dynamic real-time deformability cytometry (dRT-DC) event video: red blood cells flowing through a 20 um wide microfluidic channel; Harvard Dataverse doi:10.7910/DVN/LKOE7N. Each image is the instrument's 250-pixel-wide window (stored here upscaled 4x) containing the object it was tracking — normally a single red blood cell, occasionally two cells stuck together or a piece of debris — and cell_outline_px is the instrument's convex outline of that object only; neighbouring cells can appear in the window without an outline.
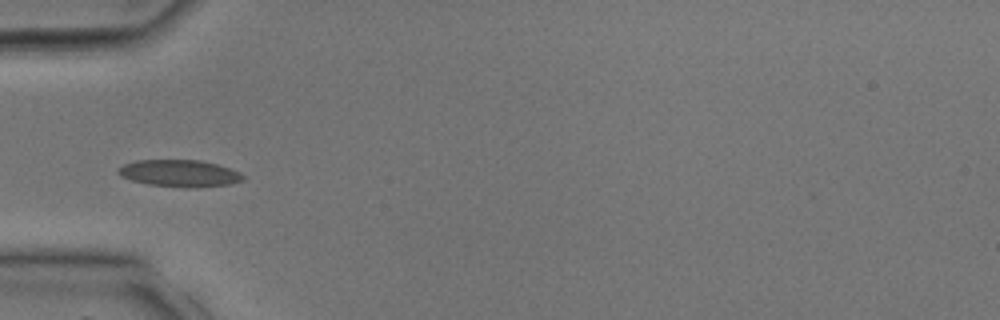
{"species": "common noctule bat (a hibernating species)", "species_latin": "Nyctalus noctula", "temperature_condition": "room temperature", "stored_images_in_passage": 23, "camera_frame_rate_fps": 3000, "um_per_image_px": 0.085, "animal": {"sex": "male", "body_mass_g": 17.9, "forearm_length_mm": 54.2}, "frame": {"image": 1, "passage_image": 1, "time_ms": 0.0, "image_size_px": [1000, 320], "cell_outline_px": [[244, 180], [228, 184], [196, 188], [188, 188], [148, 184], [132, 180], [120, 176], [116, 172], [116, 168], [124, 164], [136, 160], [200, 160], [216, 164], [240, 172], [244, 176]], "centroid_in_image_um": [15.23, 14.73], "position_along_channel_um": 69.8, "area_um2": 19.65}}
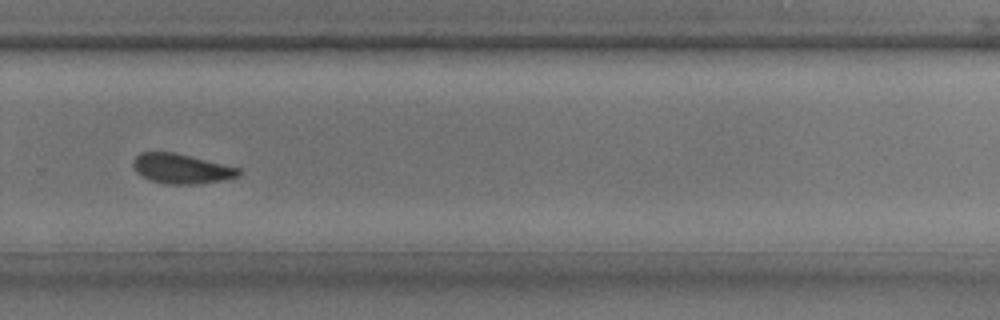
{"frame": {"image": 2, "passage_image": 13, "time_ms": 4.0, "image_size_px": [1000, 320], "cell_outline_px": [[244, 172], [236, 176], [220, 180], [200, 184], [164, 184], [152, 180], [136, 172], [132, 164], [136, 156], [140, 152], [172, 152], [240, 168]], "centroid_in_image_um": [15.41, 14.34], "position_along_channel_um": 314.4, "area_um2": 18.03}}
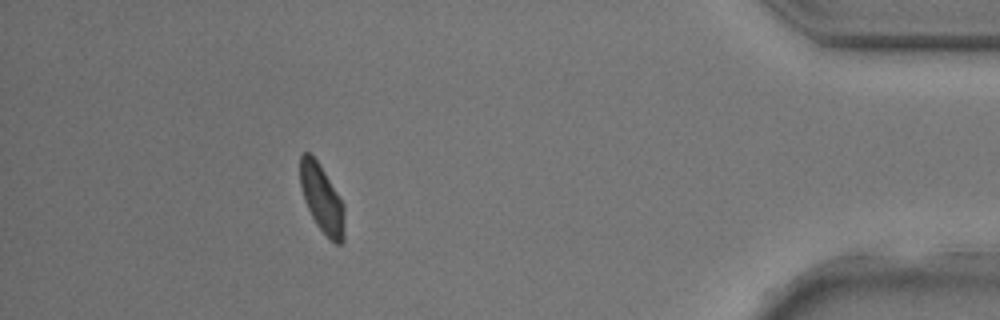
{"frame": {"image": 3, "passage_image": 20, "time_ms": 6.333, "image_size_px": [1000, 320], "cell_outline_px": [[344, 240], [340, 244], [336, 244], [316, 224], [304, 200], [300, 184], [300, 156], [304, 152], [308, 152], [316, 160], [324, 172], [344, 204]], "centroid_in_image_um": [27.36, 16.89], "position_along_channel_um": 407.8, "area_um2": 17.17}}